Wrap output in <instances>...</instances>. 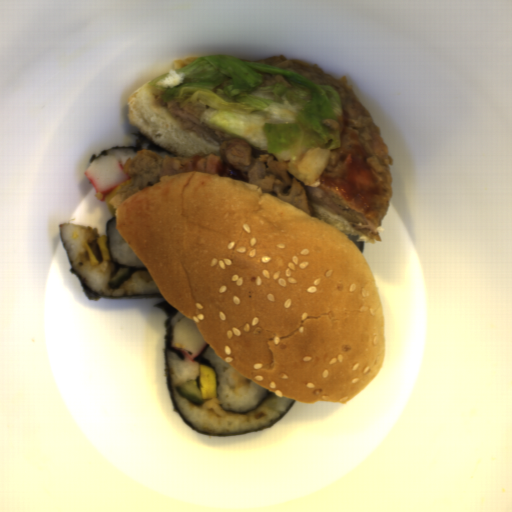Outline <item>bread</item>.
Segmentation results:
<instances>
[{
	"label": "bread",
	"instance_id": "8d2b1439",
	"mask_svg": "<svg viewBox=\"0 0 512 512\" xmlns=\"http://www.w3.org/2000/svg\"><path fill=\"white\" fill-rule=\"evenodd\" d=\"M311 203L190 171L120 201L115 229L217 357L280 398L345 405L385 361L377 279L348 235L373 240Z\"/></svg>",
	"mask_w": 512,
	"mask_h": 512
},
{
	"label": "bread",
	"instance_id": "cb027b5d",
	"mask_svg": "<svg viewBox=\"0 0 512 512\" xmlns=\"http://www.w3.org/2000/svg\"><path fill=\"white\" fill-rule=\"evenodd\" d=\"M162 90L146 82L127 99V118L142 135L177 158H190L195 154L220 155V143L214 139L198 137L179 127L181 118H175L167 107L156 100L154 94Z\"/></svg>",
	"mask_w": 512,
	"mask_h": 512
}]
</instances>
